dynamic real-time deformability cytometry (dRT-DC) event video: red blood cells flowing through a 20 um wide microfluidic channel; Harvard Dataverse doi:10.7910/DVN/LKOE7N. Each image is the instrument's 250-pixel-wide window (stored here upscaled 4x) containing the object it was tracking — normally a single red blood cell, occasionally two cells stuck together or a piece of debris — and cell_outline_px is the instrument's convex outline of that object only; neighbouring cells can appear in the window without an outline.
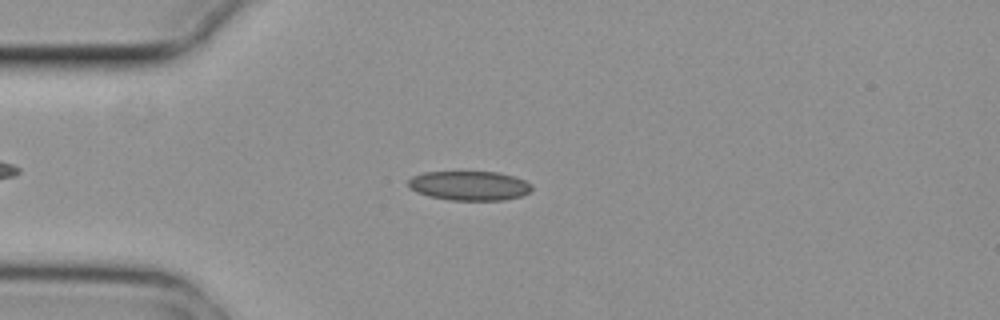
{"species": "common noctule bat (a hibernating species)", "species_latin": "Nyctalus noctula", "temperature_condition": "cold", "stored_images_in_passage": 5, "camera_frame_rate_fps": 3000, "um_per_image_px": 0.085, "animal": {"sex": "female", "body_mass_g": 29.2, "forearm_length_mm": 56.3}, "frame": {"image": 1, "passage_image": 4, "time_ms": 1.0, "image_size_px": [1000, 320], "cell_outline_px": [[532, 188], [528, 192], [520, 196], [504, 200], [448, 200], [428, 196], [416, 192], [408, 184], [408, 180], [412, 176], [424, 172], [496, 172], [512, 176], [524, 180], [532, 184]], "centroid_in_image_um": [39.88, 15.79], "position_along_channel_um": 45.1, "area_um2": 21.04}}